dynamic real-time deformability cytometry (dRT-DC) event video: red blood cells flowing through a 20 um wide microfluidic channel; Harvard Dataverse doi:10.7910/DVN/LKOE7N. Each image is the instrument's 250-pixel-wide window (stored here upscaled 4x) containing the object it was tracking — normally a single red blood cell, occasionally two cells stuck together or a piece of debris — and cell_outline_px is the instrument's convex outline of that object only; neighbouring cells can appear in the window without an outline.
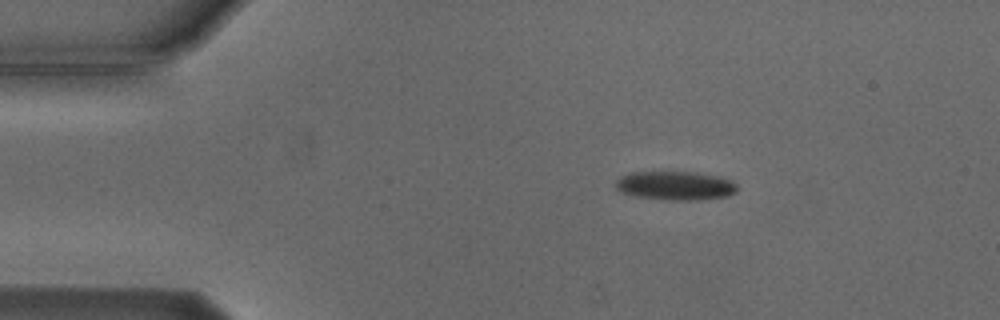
{"species": "Egyptian fruit bat (a non-hibernating species)", "species_latin": "Rousettus aegyptiacus", "temperature_condition": "cold", "stored_images_in_passage": 3, "camera_frame_rate_fps": 3000, "um_per_image_px": 0.085, "animal": {"sex": "male"}, "frame": {"image": 1, "passage_image": 2, "time_ms": 1.333, "image_size_px": [1000, 320], "cell_outline_px": [[736, 192], [728, 196], [700, 200], [672, 200], [636, 196], [620, 192], [616, 188], [616, 180], [620, 176], [632, 172], [696, 172], [720, 176], [732, 180], [736, 184]], "centroid_in_image_um": [57.43, 15.77], "position_along_channel_um": 27.6, "area_um2": 20.52}}